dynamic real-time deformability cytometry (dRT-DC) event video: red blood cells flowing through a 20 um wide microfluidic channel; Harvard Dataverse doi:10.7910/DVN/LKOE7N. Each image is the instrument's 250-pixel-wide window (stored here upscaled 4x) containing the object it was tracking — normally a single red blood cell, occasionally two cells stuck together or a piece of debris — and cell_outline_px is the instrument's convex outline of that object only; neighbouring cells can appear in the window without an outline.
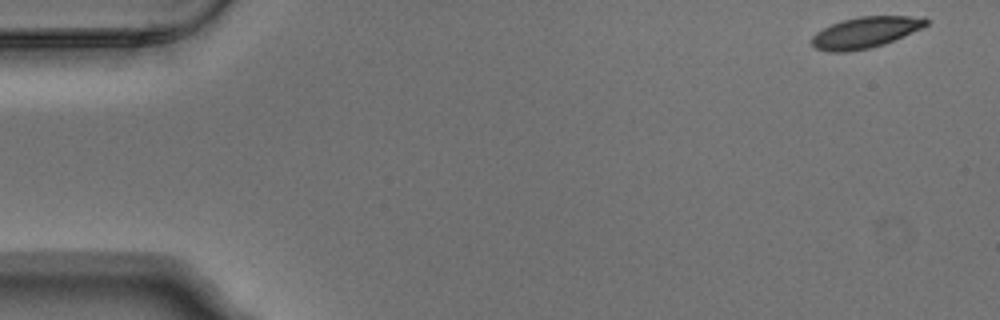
{"species": "Egyptian fruit bat (a non-hibernating species)", "species_latin": "Rousettus aegyptiacus", "temperature_condition": "warm", "stored_images_in_passage": 5, "camera_frame_rate_fps": 3000, "um_per_image_px": 0.085, "animal": {"sex": "male"}, "frame": {"image": 1, "passage_image": 1, "time_ms": 0.0, "image_size_px": [1000, 320], "cell_outline_px": [[928, 24], [924, 28], [884, 44], [868, 48], [848, 52], [828, 52], [816, 48], [812, 44], [812, 36], [816, 32], [832, 24], [844, 20], [860, 16], [924, 16], [928, 20]], "centroid_in_image_um": [73.6, 2.75], "position_along_channel_um": 11.4, "area_um2": 20.75}}
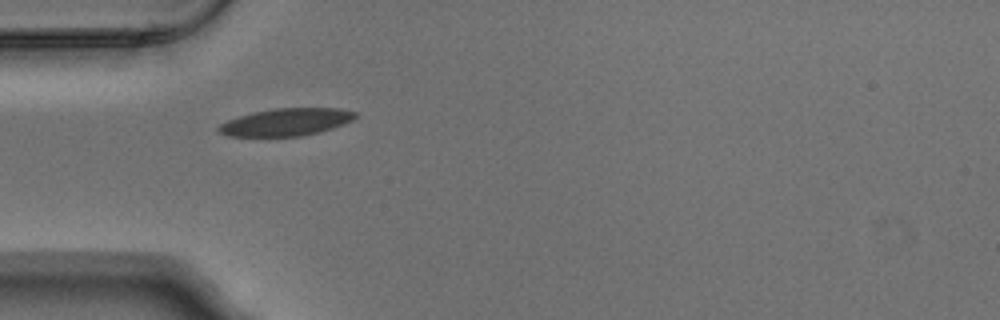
{"frame": {"image": 2, "passage_image": 4, "time_ms": 1.0, "image_size_px": [1000, 320], "cell_outline_px": [[360, 116], [344, 124], [320, 132], [300, 136], [228, 136], [220, 132], [216, 128], [220, 124], [228, 120], [252, 112], [276, 108], [340, 108], [356, 112]], "centroid_in_image_um": [24.36, 10.37], "position_along_channel_um": 60.6, "area_um2": 21.85}}
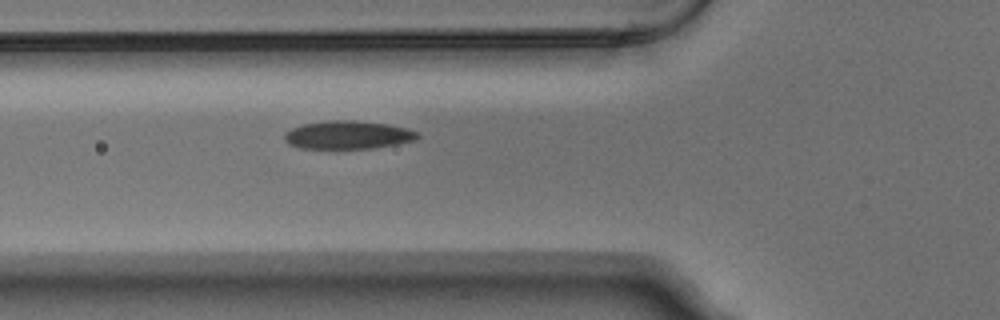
{"frame": {"image": 3, "passage_image": 5, "time_ms": 1.333, "image_size_px": [1000, 320], "cell_outline_px": [[420, 136], [416, 140], [396, 144], [372, 148], [300, 148], [288, 144], [284, 140], [284, 132], [292, 128], [304, 124], [328, 120], [356, 120], [388, 124], [408, 128], [420, 132]], "centroid_in_image_um": [29.59, 11.46], "position_along_channel_um": 96.2, "area_um2": 22.02}}